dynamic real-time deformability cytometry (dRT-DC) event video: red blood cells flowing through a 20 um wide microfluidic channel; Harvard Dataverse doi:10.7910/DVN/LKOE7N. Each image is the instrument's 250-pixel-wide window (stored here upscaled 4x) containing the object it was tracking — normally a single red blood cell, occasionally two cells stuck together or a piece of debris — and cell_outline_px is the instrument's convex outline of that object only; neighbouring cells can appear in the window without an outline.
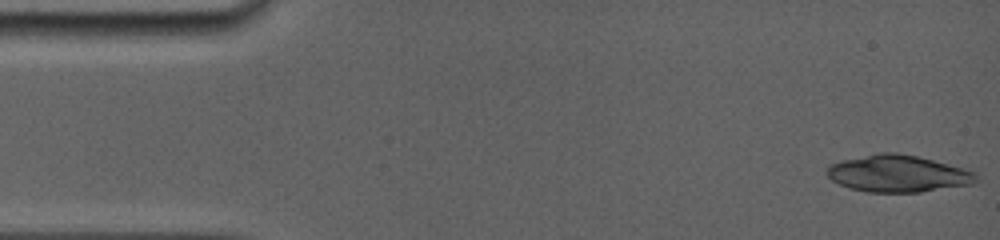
{"species": "common noctule bat (a hibernating species)", "species_latin": "Nyctalus noctula", "temperature_condition": "room temperature", "stored_images_in_passage": 5, "camera_frame_rate_fps": 5000, "um_per_image_px": 0.085, "animal": {"sex": "female", "body_mass_g": 19.0, "forearm_length_mm": 56.7}, "frame": {"image": 1, "passage_image": 1, "time_ms": 0.0, "image_size_px": [1000, 240], "cell_outline_px": [[976, 180], [972, 184], [920, 192], [868, 192], [848, 188], [832, 180], [824, 172], [828, 164], [844, 160], [880, 152], [896, 152], [916, 156], [948, 164], [972, 172], [976, 176]], "centroid_in_image_um": [76.25, 14.76], "position_along_channel_um": 8.8, "area_um2": 31.79}}